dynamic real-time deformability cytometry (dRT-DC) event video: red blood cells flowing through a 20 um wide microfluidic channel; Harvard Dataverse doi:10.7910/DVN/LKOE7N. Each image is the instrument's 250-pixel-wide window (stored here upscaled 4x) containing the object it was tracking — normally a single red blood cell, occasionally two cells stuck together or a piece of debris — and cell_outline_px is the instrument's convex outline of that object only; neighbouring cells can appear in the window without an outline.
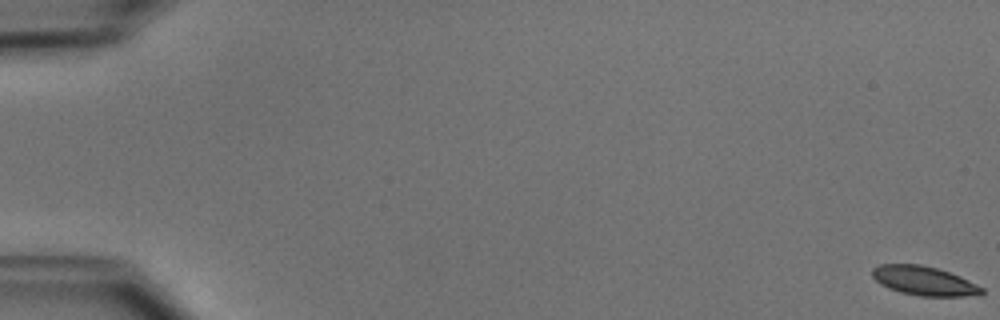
{"species": "common noctule bat (a hibernating species)", "species_latin": "Nyctalus noctula", "temperature_condition": "cold", "stored_images_in_passage": 53, "camera_frame_rate_fps": 3000, "um_per_image_px": 0.085, "animal": {"sex": "male", "body_mass_g": 15.6}, "frame": {"image": 1, "passage_image": 1, "time_ms": 0.0, "image_size_px": [1000, 320], "cell_outline_px": [[984, 292], [980, 296], [920, 296], [900, 292], [888, 288], [880, 284], [872, 276], [872, 268], [880, 264], [920, 264], [936, 268], [960, 276], [984, 288]], "centroid_in_image_um": [78.55, 23.88], "position_along_channel_um": 6.4, "area_um2": 18.67}}
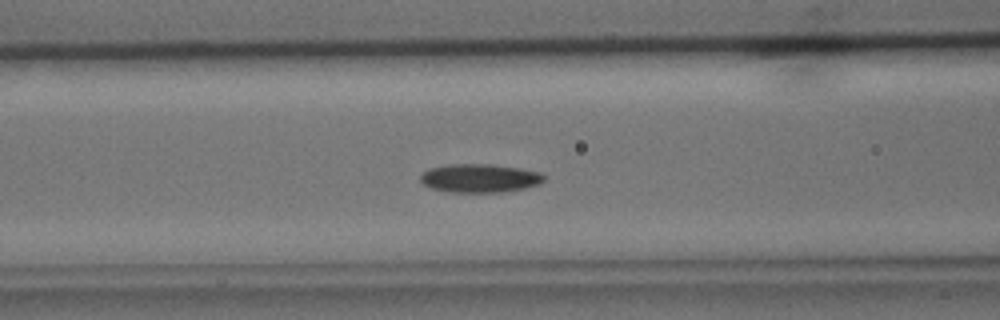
{"frame": {"image": 2, "passage_image": 23, "time_ms": 7.333, "image_size_px": [1000, 320], "cell_outline_px": [[544, 180], [540, 184], [524, 188], [500, 192], [452, 192], [432, 188], [424, 184], [420, 180], [420, 176], [428, 168], [448, 164], [492, 164], [520, 168], [540, 172], [544, 176]], "centroid_in_image_um": [40.78, 15.13], "position_along_channel_um": 125.8, "area_um2": 20.52}}
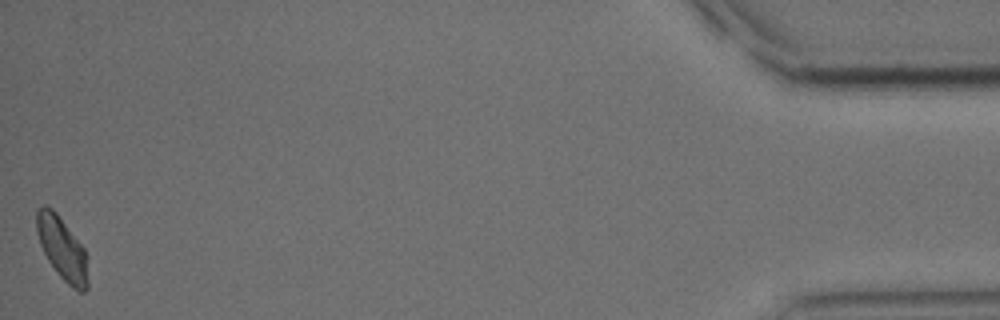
{"frame": {"image": 3, "passage_image": 53, "time_ms": 17.333, "image_size_px": [1000, 320], "cell_outline_px": [[88, 288], [84, 292], [80, 292], [72, 288], [56, 272], [48, 260], [40, 244], [36, 232], [36, 212], [44, 204], [52, 208], [56, 212], [84, 248], [88, 280]], "centroid_in_image_um": [5.27, 21.13], "position_along_channel_um": 429.9, "area_um2": 18.61}, "authors_computed_cell_mechanics": {"area_um2": 19.363, "velocity_mm_per_s": 3.9072, "shape_relaxation_time_tau1_ms": 3.5393, "shape_relaxation_time_tau2_ms": null, "deformation_change_tau1": 0.0994, "deformation_change_tau2": null}}